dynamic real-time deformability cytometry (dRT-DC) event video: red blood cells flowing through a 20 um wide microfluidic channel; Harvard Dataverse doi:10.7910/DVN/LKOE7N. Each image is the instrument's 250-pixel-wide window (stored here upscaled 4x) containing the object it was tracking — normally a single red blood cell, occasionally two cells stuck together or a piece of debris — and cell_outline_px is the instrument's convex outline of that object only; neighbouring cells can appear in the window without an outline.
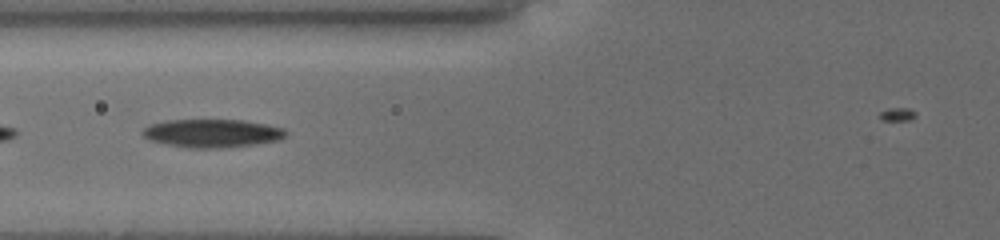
{"species": "common noctule bat (a hibernating species)", "species_latin": "Nyctalus noctula", "temperature_condition": "cold", "stored_images_in_passage": 32, "camera_frame_rate_fps": 3000, "um_per_image_px": 0.085, "animal": {"sex": "female", "body_mass_g": 19.5, "forearm_length_mm": 54.1}, "frame": {"image": 1, "passage_image": 14, "time_ms": 6.333, "image_size_px": [1000, 240], "cell_outline_px": [[288, 132], [280, 140], [256, 144], [220, 148], [188, 148], [164, 144], [148, 140], [140, 132], [144, 128], [152, 124], [168, 120], [244, 120], [284, 128]], "centroid_in_image_um": [18.02, 11.33], "position_along_channel_um": 107.8, "area_um2": 23.64}}
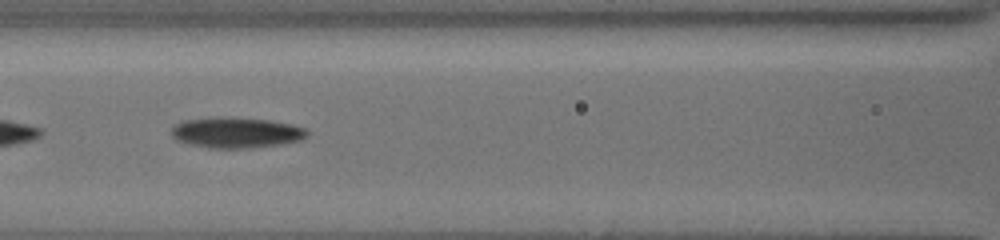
{"frame": {"image": 2, "passage_image": 17, "time_ms": 7.333, "image_size_px": [1000, 240], "cell_outline_px": [[308, 136], [300, 140], [280, 144], [252, 148], [208, 148], [188, 144], [176, 140], [172, 136], [172, 128], [180, 120], [212, 116], [228, 116], [272, 120], [292, 124], [308, 128]], "centroid_in_image_um": [20.07, 11.25], "position_along_channel_um": 146.5, "area_um2": 24.91}}
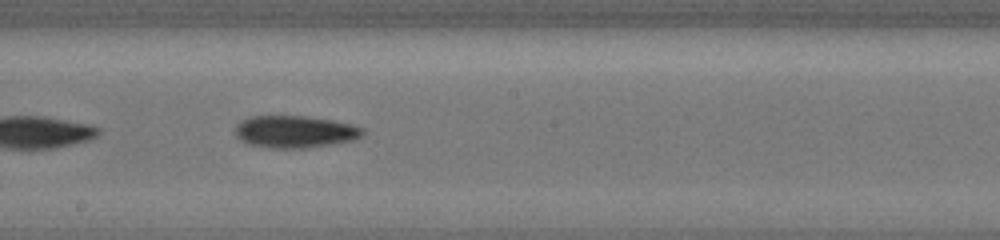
{"frame": {"image": 3, "passage_image": 22, "time_ms": 9.333, "image_size_px": [1000, 240], "cell_outline_px": [[364, 132], [360, 136], [352, 140], [332, 144], [304, 148], [268, 148], [248, 144], [240, 140], [236, 136], [236, 124], [252, 116], [308, 116], [332, 120], [352, 124], [364, 128]], "centroid_in_image_um": [25.06, 11.2], "position_along_channel_um": 223.1, "area_um2": 23.87}}